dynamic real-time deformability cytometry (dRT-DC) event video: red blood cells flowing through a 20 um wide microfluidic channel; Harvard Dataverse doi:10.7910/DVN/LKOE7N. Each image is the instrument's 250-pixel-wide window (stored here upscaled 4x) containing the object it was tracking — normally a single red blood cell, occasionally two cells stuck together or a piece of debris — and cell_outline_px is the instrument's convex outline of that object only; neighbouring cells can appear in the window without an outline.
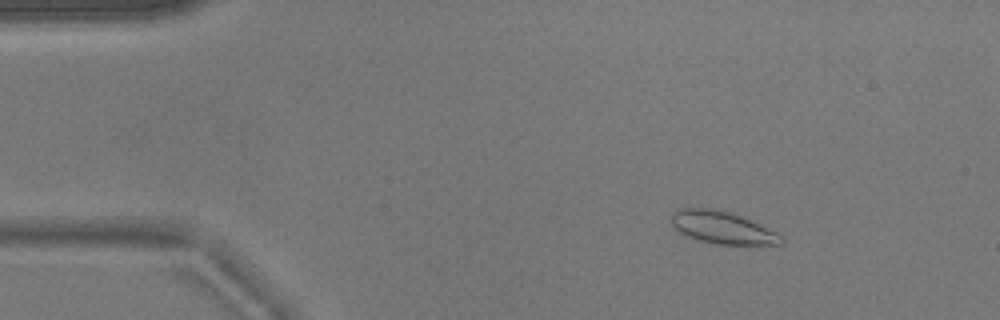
{"species": "common noctule bat (a hibernating species)", "species_latin": "Nyctalus noctula", "temperature_condition": "warm", "stored_images_in_passage": 49, "camera_frame_rate_fps": 3000, "um_per_image_px": 0.085, "animal": {"sex": "male", "body_mass_g": 17.9}, "frame": {"image": 1, "passage_image": 3, "time_ms": 0.667, "image_size_px": [1000, 320], "cell_outline_px": [[784, 244], [716, 244], [700, 240], [688, 236], [680, 232], [668, 220], [668, 216], [672, 212], [680, 208], [716, 208], [732, 212], [776, 232], [784, 236]], "centroid_in_image_um": [61.36, 19.32], "position_along_channel_um": 23.6, "area_um2": 20.81}}
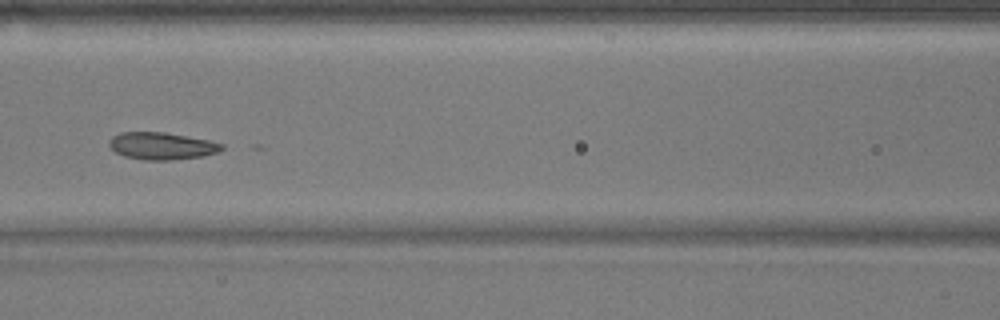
{"frame": {"image": 2, "passage_image": 19, "time_ms": 6.0, "image_size_px": [1000, 320], "cell_outline_px": [[224, 148], [220, 152], [204, 156], [172, 160], [144, 160], [124, 156], [116, 152], [108, 144], [108, 140], [112, 136], [120, 132], [164, 132], [208, 140], [224, 144]], "centroid_in_image_um": [13.76, 12.41], "position_along_channel_um": 152.8, "area_um2": 17.98}}
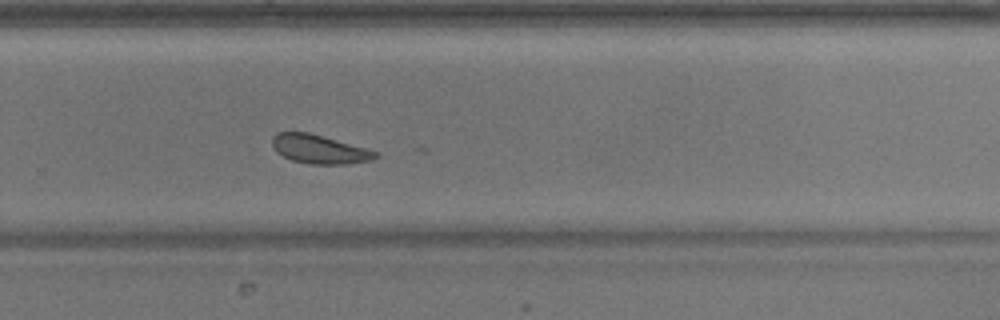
{"frame": {"image": 3, "passage_image": 31, "time_ms": 10.0, "image_size_px": [1000, 320], "cell_outline_px": [[380, 156], [372, 160], [344, 164], [308, 164], [292, 160], [276, 152], [272, 148], [272, 136], [276, 132], [308, 132], [380, 152]], "centroid_in_image_um": [27.14, 12.68], "position_along_channel_um": 302.7, "area_um2": 17.4}}